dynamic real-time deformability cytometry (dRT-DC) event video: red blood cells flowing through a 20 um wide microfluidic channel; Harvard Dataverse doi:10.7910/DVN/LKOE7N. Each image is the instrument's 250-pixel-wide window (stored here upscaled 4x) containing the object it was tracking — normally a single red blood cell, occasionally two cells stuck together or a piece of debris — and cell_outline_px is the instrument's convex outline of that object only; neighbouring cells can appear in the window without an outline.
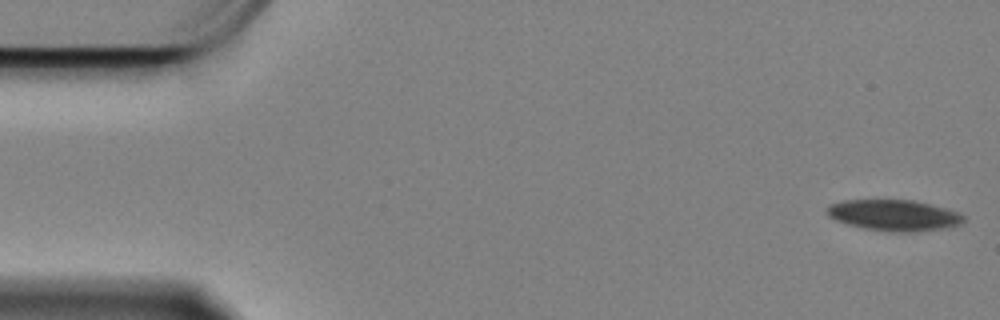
{"species": "Egyptian fruit bat (a non-hibernating species)", "species_latin": "Rousettus aegyptiacus", "temperature_condition": "cold", "stored_images_in_passage": 10, "camera_frame_rate_fps": 3000, "um_per_image_px": 0.085, "animal": {"sex": "female"}, "frame": {"image": 1, "passage_image": 1, "time_ms": 0.0, "image_size_px": [1000, 320], "cell_outline_px": [[964, 220], [956, 224], [940, 228], [908, 232], [864, 228], [848, 224], [836, 220], [828, 216], [828, 204], [844, 200], [912, 200], [960, 212], [964, 216]], "centroid_in_image_um": [75.94, 18.27], "position_along_channel_um": 9.1, "area_um2": 23.99}}